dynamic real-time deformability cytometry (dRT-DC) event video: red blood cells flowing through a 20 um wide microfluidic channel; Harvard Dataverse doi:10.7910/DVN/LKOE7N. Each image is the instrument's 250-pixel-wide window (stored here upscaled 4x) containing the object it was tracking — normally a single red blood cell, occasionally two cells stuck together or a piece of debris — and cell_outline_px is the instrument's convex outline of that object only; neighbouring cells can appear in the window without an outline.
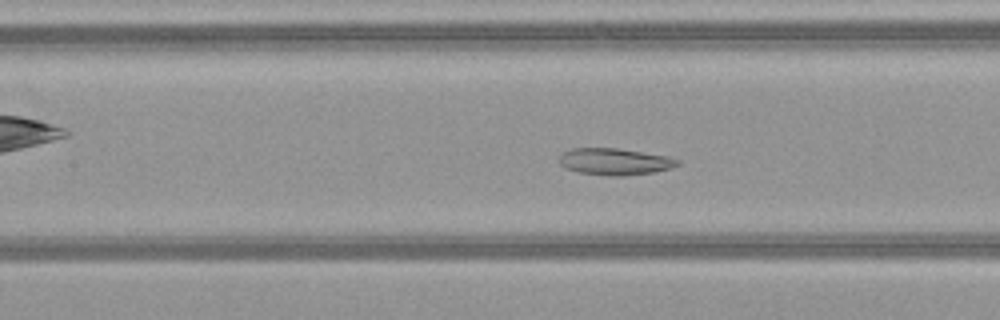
{"species": "common noctule bat (a hibernating species)", "species_latin": "Nyctalus noctula", "temperature_condition": "warm", "stored_images_in_passage": 50, "camera_frame_rate_fps": 3000, "um_per_image_px": 0.085, "animal": {"sex": "female", "body_mass_g": 21.9}, "frame": {"image": 1, "passage_image": 23, "time_ms": 7.333, "image_size_px": [1000, 320], "cell_outline_px": [[680, 164], [672, 168], [652, 172], [624, 176], [608, 176], [576, 172], [564, 168], [560, 164], [560, 156], [564, 152], [572, 148], [616, 148], [668, 156], [680, 160]], "centroid_in_image_um": [52.25, 13.74], "position_along_channel_um": 155.1, "area_um2": 18.5}}
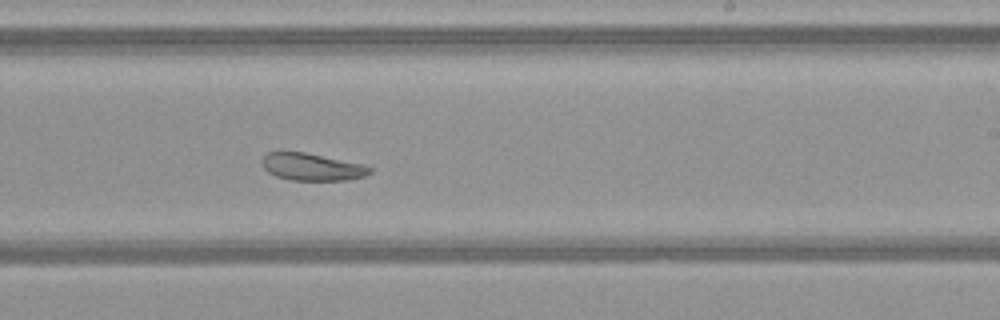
{"frame": {"image": 2, "passage_image": 31, "time_ms": 10.0, "image_size_px": [1000, 320], "cell_outline_px": [[372, 172], [364, 176], [348, 180], [288, 180], [276, 176], [268, 172], [264, 168], [260, 160], [268, 152], [304, 152], [364, 164], [372, 168]], "centroid_in_image_um": [26.52, 14.19], "position_along_channel_um": 262.5, "area_um2": 17.17}}
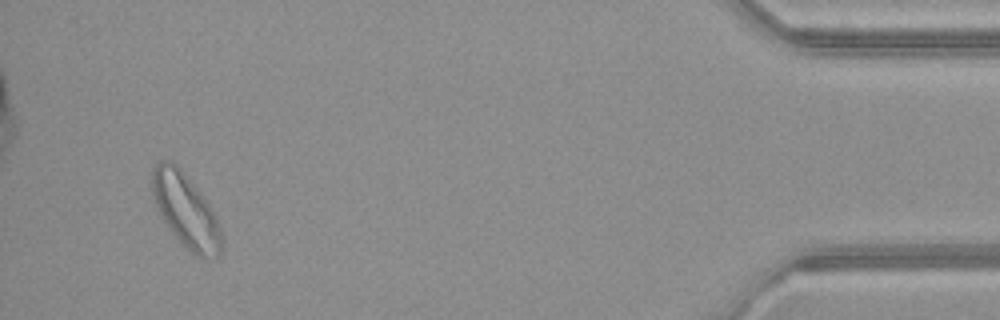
{"frame": {"image": 3, "passage_image": 48, "time_ms": 15.667, "image_size_px": [1000, 320], "cell_outline_px": [[224, 248], [220, 256], [204, 260], [196, 256], [172, 232], [156, 208], [152, 196], [152, 168], [160, 160], [172, 160], [184, 172], [200, 192], [212, 208], [216, 216], [220, 228], [224, 244]], "centroid_in_image_um": [15.82, 17.91], "position_along_channel_um": 419.4, "area_um2": 30.11}, "authors_computed_cell_mechanics": {"area_um2": 24.0448, "velocity_mm_per_s": 4.0446, "shape_relaxation_time_tau1_ms": null, "shape_relaxation_time_tau2_ms": 1.3635, "deformation_change_tau1": null, "deformation_change_tau2": 0.0684}}